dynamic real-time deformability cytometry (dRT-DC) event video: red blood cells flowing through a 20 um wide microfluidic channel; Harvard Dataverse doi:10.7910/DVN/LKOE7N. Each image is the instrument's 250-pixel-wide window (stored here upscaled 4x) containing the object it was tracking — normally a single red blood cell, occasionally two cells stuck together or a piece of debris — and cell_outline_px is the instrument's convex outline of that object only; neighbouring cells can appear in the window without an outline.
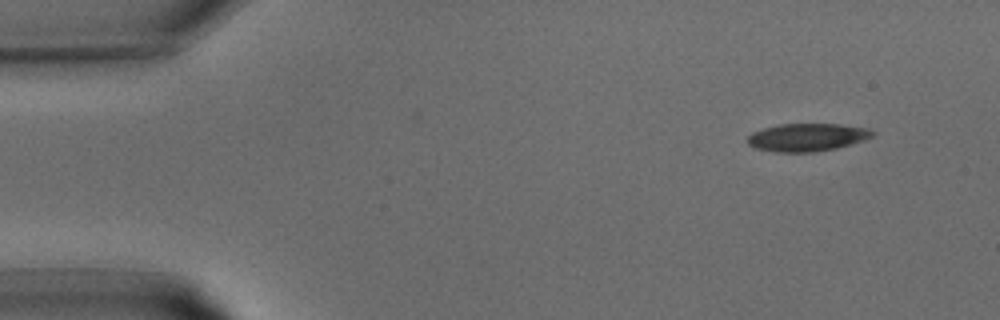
{"species": "common noctule bat (a hibernating species)", "species_latin": "Nyctalus noctula", "temperature_condition": "warm", "stored_images_in_passage": 30, "camera_frame_rate_fps": 3000, "um_per_image_px": 0.085, "animal": {"sex": "male", "body_mass_g": 15.6}, "frame": {"image": 1, "passage_image": 1, "time_ms": 0.0, "image_size_px": [1000, 320], "cell_outline_px": [[856, 136], [840, 144], [824, 148], [776, 148], [756, 144], [752, 140], [756, 136], [776, 128], [804, 124], [848, 128], [856, 132]], "centroid_in_image_um": [68.4, 11.63], "position_along_channel_um": 16.6, "area_um2": 13.47}}
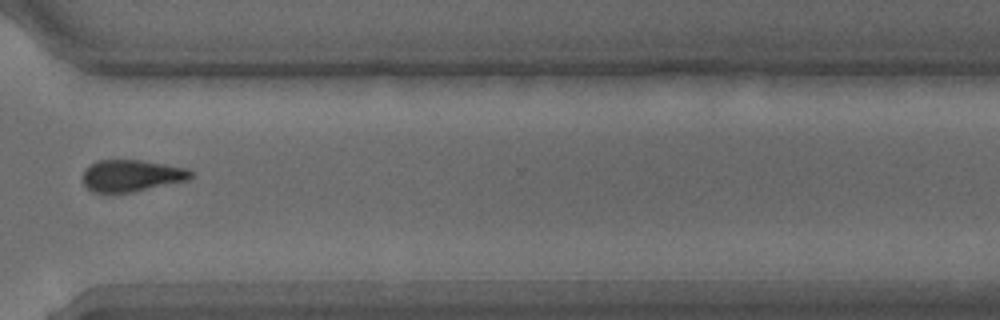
{"frame": {"image": 2, "passage_image": 22, "time_ms": 7.0, "image_size_px": [1000, 320], "cell_outline_px": [[188, 172], [184, 176], [128, 188], [100, 188], [92, 184], [88, 180], [88, 172], [92, 168], [100, 164], [136, 164], [164, 168]], "centroid_in_image_um": [11.0, 14.91], "position_along_channel_um": 359.6, "area_um2": 12.48}}
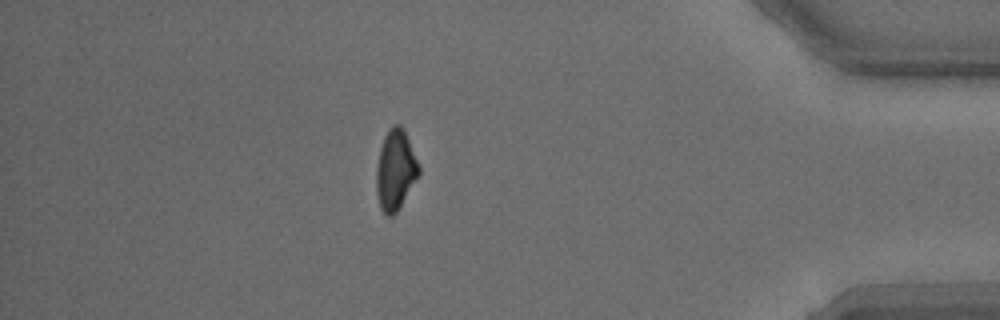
{"frame": {"image": 3, "passage_image": 26, "time_ms": 8.333, "image_size_px": [1000, 320], "cell_outline_px": [[416, 176], [396, 208], [392, 212], [388, 212], [384, 208], [380, 196], [380, 160], [384, 144], [388, 136], [396, 128], [404, 136], [416, 164]], "centroid_in_image_um": [33.64, 14.48], "position_along_channel_um": 401.6, "area_um2": 15.14}}